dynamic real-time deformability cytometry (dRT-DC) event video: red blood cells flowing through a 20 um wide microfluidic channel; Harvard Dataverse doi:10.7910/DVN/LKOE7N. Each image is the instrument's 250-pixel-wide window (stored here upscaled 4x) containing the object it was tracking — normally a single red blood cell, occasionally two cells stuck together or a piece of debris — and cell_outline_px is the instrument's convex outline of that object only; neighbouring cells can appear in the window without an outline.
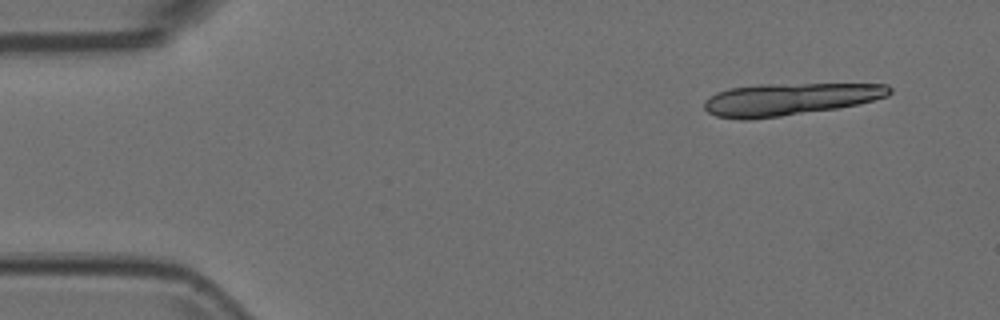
{"species": "Egyptian fruit bat (a non-hibernating species)", "species_latin": "Rousettus aegyptiacus", "temperature_condition": "room temperature", "stored_images_in_passage": 14, "camera_frame_rate_fps": 3000, "um_per_image_px": 0.085, "animal": {"sex": "female"}, "frame": {"image": 1, "passage_image": 1, "time_ms": 0.0, "image_size_px": [1000, 320], "cell_outline_px": [[892, 92], [888, 96], [840, 108], [752, 120], [740, 120], [716, 116], [708, 112], [704, 108], [704, 100], [708, 96], [716, 92], [728, 88], [760, 84], [888, 84], [892, 88]], "centroid_in_image_um": [67.07, 8.43], "position_along_channel_um": 17.9, "area_um2": 35.08}}